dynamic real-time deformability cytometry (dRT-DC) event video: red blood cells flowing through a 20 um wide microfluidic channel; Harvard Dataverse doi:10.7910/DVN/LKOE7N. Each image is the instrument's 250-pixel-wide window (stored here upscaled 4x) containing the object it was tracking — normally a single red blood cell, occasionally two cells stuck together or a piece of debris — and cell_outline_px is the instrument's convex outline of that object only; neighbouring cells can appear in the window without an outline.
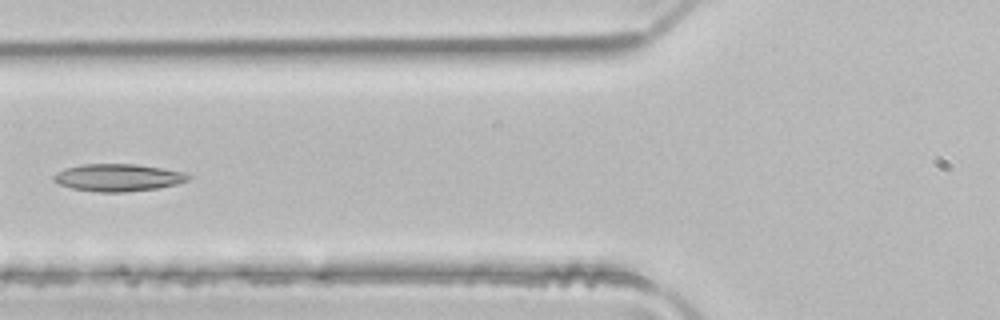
{"species": "common noctule bat (a hibernating species)", "species_latin": "Nyctalus noctula", "temperature_condition": "room temperature", "stored_images_in_passage": 4, "camera_frame_rate_fps": 3000, "um_per_image_px": 0.085, "animal": {"sex": "male", "body_mass_g": 21.5, "forearm_length_mm": 52.0}, "frame": {"image": 1, "passage_image": 4, "time_ms": 1.0, "image_size_px": [1000, 320], "cell_outline_px": [[192, 176], [188, 180], [176, 184], [156, 188], [124, 192], [96, 192], [72, 188], [60, 184], [52, 180], [52, 176], [56, 172], [64, 168], [80, 164], [136, 164], [164, 168], [184, 172]], "centroid_in_image_um": [10.01, 15.08], "position_along_channel_um": 115.8, "area_um2": 21.56}}